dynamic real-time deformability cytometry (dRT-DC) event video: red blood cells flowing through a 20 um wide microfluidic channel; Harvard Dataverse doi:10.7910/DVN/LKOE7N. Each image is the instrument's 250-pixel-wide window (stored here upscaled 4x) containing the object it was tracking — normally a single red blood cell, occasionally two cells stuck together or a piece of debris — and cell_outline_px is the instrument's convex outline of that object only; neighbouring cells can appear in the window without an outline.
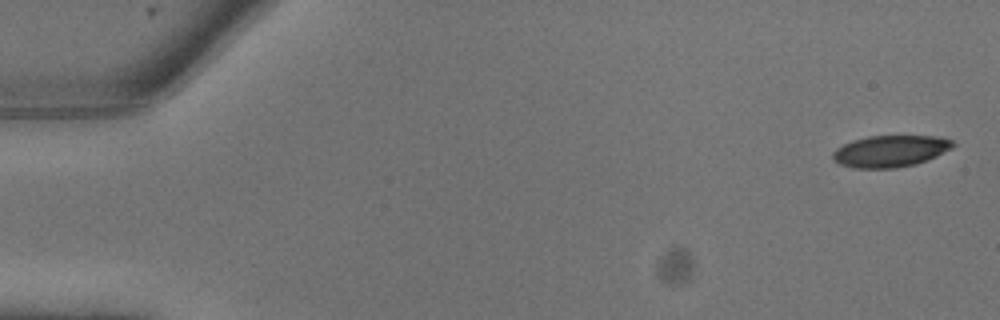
{"species": "common noctule bat (a hibernating species)", "species_latin": "Nyctalus noctula", "temperature_condition": "warm", "stored_images_in_passage": 9, "camera_frame_rate_fps": 3000, "um_per_image_px": 0.085, "animal": {"sex": "male", "body_mass_g": 13.3}, "frame": {"image": 1, "passage_image": 1, "time_ms": 0.0, "image_size_px": [1000, 320], "cell_outline_px": [[956, 144], [952, 148], [936, 156], [916, 164], [896, 168], [852, 168], [840, 164], [832, 160], [832, 152], [836, 148], [852, 140], [868, 136], [940, 136], [952, 140]], "centroid_in_image_um": [75.66, 12.84], "position_along_channel_um": 9.3, "area_um2": 22.31}}
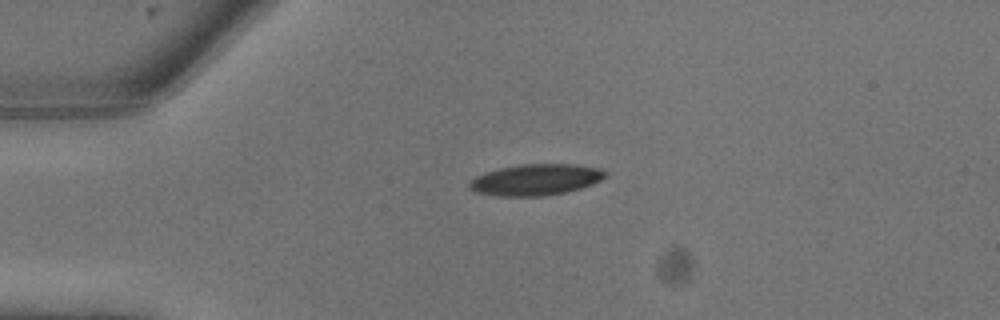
{"frame": {"image": 2, "passage_image": 6, "time_ms": 1.667, "image_size_px": [1000, 320], "cell_outline_px": [[608, 172], [600, 180], [592, 184], [580, 188], [564, 192], [540, 196], [500, 196], [476, 192], [468, 188], [468, 184], [476, 176], [484, 172], [500, 168], [520, 164], [572, 164], [600, 168]], "centroid_in_image_um": [45.52, 15.27], "position_along_channel_um": 39.5, "area_um2": 24.57}}